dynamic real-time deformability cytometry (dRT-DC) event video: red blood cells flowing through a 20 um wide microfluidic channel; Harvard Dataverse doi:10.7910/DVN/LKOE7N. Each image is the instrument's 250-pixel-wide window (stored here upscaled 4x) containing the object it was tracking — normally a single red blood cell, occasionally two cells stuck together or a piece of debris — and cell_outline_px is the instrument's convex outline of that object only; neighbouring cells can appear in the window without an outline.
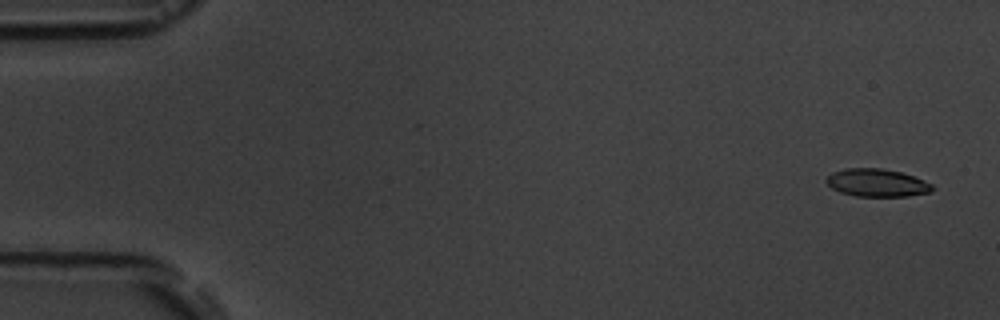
{"species": "common noctule bat (a hibernating species)", "species_latin": "Nyctalus noctula", "temperature_condition": "room temperature", "stored_images_in_passage": 4, "camera_frame_rate_fps": 3000, "um_per_image_px": 0.085, "animal": {"sex": "male", "body_mass_g": 19.5, "forearm_length_mm": 54.6}, "frame": {"image": 1, "passage_image": 1, "time_ms": 0.0, "image_size_px": [1000, 320], "cell_outline_px": [[936, 188], [932, 192], [908, 196], [856, 196], [840, 192], [832, 188], [824, 180], [832, 172], [844, 168], [880, 168], [900, 172], [924, 180], [932, 184]], "centroid_in_image_um": [74.55, 15.54], "position_along_channel_um": 10.5, "area_um2": 17.22}}
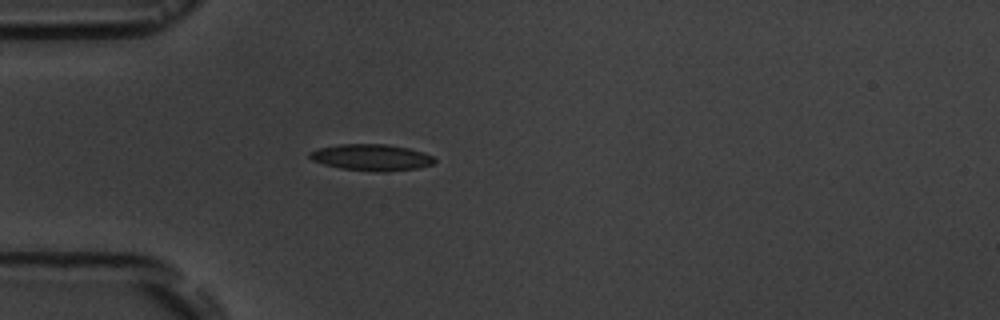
{"frame": {"image": 2, "passage_image": 4, "time_ms": 4.667, "image_size_px": [1000, 320], "cell_outline_px": [[436, 160], [432, 164], [416, 168], [384, 172], [340, 168], [324, 164], [312, 160], [308, 156], [308, 152], [320, 148], [340, 144], [388, 144], [408, 148], [424, 152], [432, 156]], "centroid_in_image_um": [31.57, 13.37], "position_along_channel_um": 53.4, "area_um2": 19.07}}